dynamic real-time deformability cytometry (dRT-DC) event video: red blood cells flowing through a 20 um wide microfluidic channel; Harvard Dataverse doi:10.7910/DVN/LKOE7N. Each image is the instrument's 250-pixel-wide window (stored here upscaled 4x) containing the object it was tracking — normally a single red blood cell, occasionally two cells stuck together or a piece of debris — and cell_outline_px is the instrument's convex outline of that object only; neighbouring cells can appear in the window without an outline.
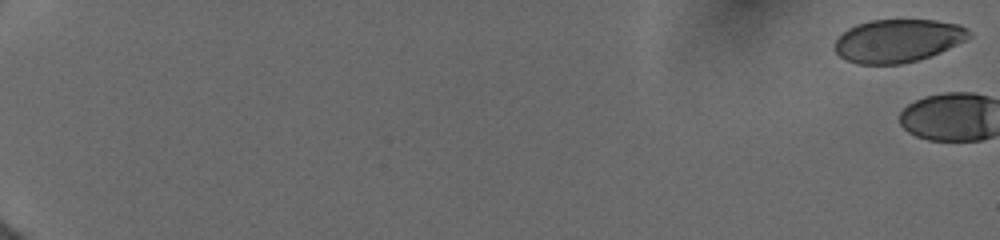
{"species": "human", "species_latin": "Homo sapiens", "temperature_condition": "cold", "stored_images_in_passage": 9, "camera_frame_rate_fps": 3000, "um_per_image_px": 0.085, "donor": {"sex": "female"}, "frame": {"image": 1, "passage_image": 1, "time_ms": 0.0, "image_size_px": [1000, 240], "cell_outline_px": [[972, 36], [940, 52], [916, 60], [900, 64], [856, 64], [844, 60], [832, 48], [836, 40], [848, 28], [856, 24], [868, 20], [936, 20], [960, 24], [968, 28], [972, 32]], "centroid_in_image_um": [76.3, 3.45], "position_along_channel_um": 8.7, "area_um2": 33.81}}